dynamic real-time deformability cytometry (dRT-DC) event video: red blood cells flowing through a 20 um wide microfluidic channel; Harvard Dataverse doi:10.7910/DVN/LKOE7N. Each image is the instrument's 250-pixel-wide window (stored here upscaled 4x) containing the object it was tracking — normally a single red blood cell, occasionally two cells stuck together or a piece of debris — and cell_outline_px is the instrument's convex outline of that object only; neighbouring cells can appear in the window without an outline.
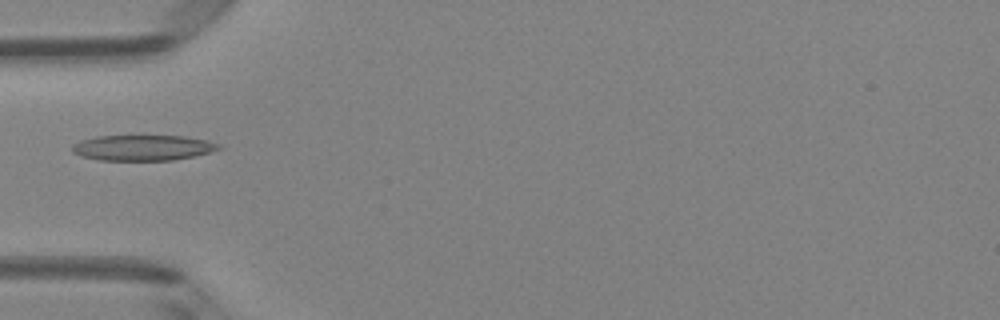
{"species": "Egyptian fruit bat (a non-hibernating species)", "species_latin": "Rousettus aegyptiacus", "temperature_condition": "room temperature", "stored_images_in_passage": 4, "camera_frame_rate_fps": 3000, "um_per_image_px": 0.085, "animal": {"sex": "female"}, "frame": {"image": 1, "passage_image": 4, "time_ms": 1.0, "image_size_px": [1000, 320], "cell_outline_px": [[224, 148], [192, 156], [172, 160], [100, 160], [80, 156], [72, 152], [72, 144], [80, 140], [96, 136], [184, 136], [208, 140], [220, 144]], "centroid_in_image_um": [12.12, 12.55], "position_along_channel_um": 72.9, "area_um2": 21.85}}